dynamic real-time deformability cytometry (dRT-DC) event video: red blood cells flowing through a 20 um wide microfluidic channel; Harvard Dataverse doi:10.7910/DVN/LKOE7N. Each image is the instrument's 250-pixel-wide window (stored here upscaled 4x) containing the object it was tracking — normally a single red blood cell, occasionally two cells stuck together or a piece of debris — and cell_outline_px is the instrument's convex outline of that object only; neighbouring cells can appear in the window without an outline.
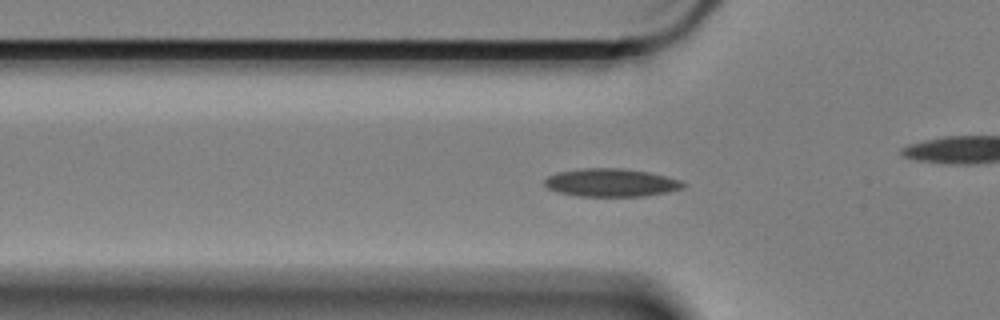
{"species": "Egyptian fruit bat (a non-hibernating species)", "species_latin": "Rousettus aegyptiacus", "temperature_condition": "cold", "stored_images_in_passage": 47, "camera_frame_rate_fps": 3000, "um_per_image_px": 0.085, "animal": {"sex": "female"}, "frame": {"image": 1, "passage_image": 5, "time_ms": 1.333, "image_size_px": [1000, 320], "cell_outline_px": [[688, 184], [684, 188], [668, 192], [644, 196], [580, 196], [556, 192], [548, 188], [544, 184], [544, 180], [548, 176], [560, 172], [584, 168], [620, 168], [648, 172], [668, 176], [680, 180]], "centroid_in_image_um": [51.99, 15.53], "position_along_channel_um": 73.8, "area_um2": 22.72}}
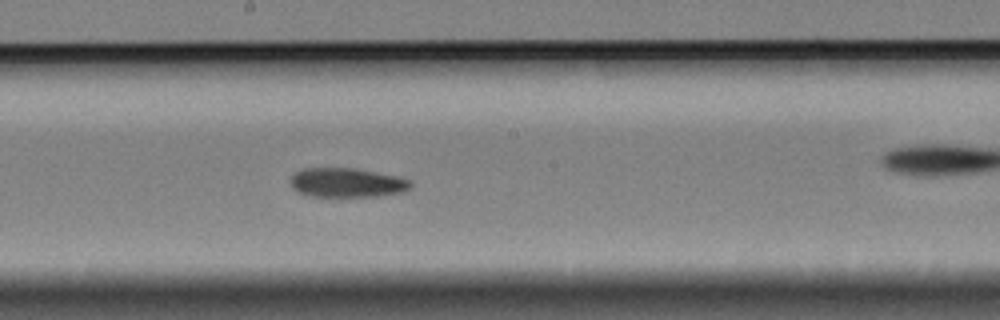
{"frame": {"image": 2, "passage_image": 18, "time_ms": 5.667, "image_size_px": [1000, 320], "cell_outline_px": [[412, 184], [404, 192], [380, 196], [312, 196], [296, 192], [292, 188], [292, 176], [296, 172], [304, 168], [356, 168], [396, 176], [412, 180]], "centroid_in_image_um": [29.51, 15.52], "position_along_channel_um": 218.7, "area_um2": 20.46}}
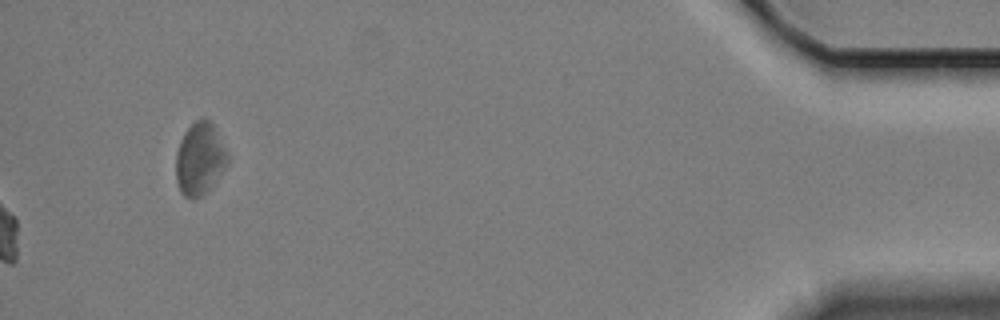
{"frame": {"image": 3, "passage_image": 47, "time_ms": 15.333, "image_size_px": [1000, 320], "cell_outline_px": [[228, 160], [212, 184], [200, 196], [192, 200], [184, 196], [180, 192], [176, 180], [176, 152], [180, 140], [184, 132], [196, 120], [204, 116], [212, 124], [228, 152]], "centroid_in_image_um": [16.94, 13.48], "position_along_channel_um": 418.3, "area_um2": 21.44}, "authors_computed_cell_mechanics": {"area_um2": 21.0392, "velocity_mm_per_s": 3.3223, "shape_relaxation_time_tau1_ms": null, "shape_relaxation_time_tau2_ms": 9.2098, "deformation_change_tau1": null, "deformation_change_tau2": 0.1429}}